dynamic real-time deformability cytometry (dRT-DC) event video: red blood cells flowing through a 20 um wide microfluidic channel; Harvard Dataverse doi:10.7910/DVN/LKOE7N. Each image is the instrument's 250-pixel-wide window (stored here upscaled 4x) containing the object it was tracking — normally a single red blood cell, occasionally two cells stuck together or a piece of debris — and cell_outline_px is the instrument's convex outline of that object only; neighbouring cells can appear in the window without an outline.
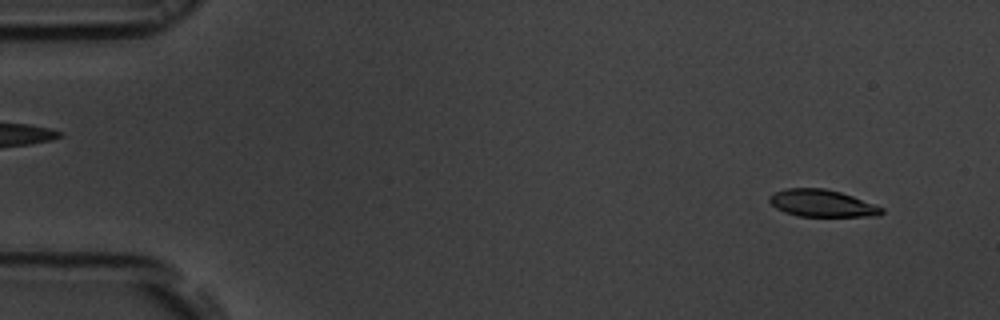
{"species": "common noctule bat (a hibernating species)", "species_latin": "Nyctalus noctula", "temperature_condition": "room temperature", "stored_images_in_passage": 54, "segment_of_instrument_passage": [1, 2], "camera_frame_rate_fps": 3000, "um_per_image_px": 0.085, "animal": {"sex": "male", "body_mass_g": 19.5, "forearm_length_mm": 54.6}, "frame": {"image": 1, "passage_image": 4, "time_ms": 1.0, "image_size_px": [1000, 320], "cell_outline_px": [[884, 212], [880, 216], [796, 216], [784, 212], [776, 208], [768, 200], [768, 196], [784, 188], [824, 188], [840, 192], [852, 196], [884, 208]], "centroid_in_image_um": [69.85, 17.28], "position_along_channel_um": 15.1, "area_um2": 17.74}}
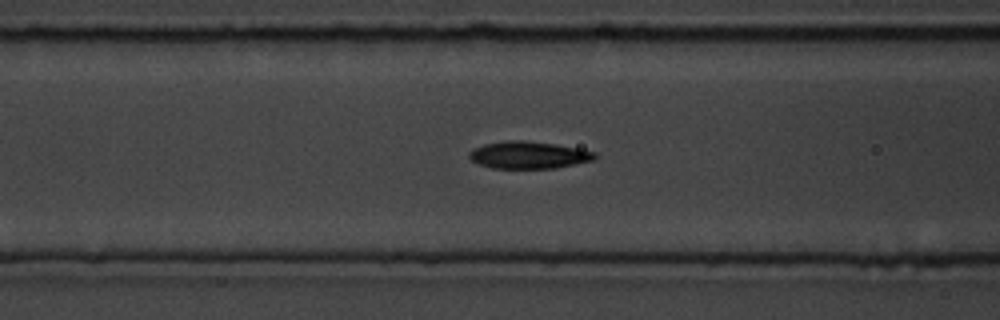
{"frame": {"image": 2, "passage_image": 21, "time_ms": 6.667, "image_size_px": [1000, 320], "cell_outline_px": [[596, 156], [592, 160], [556, 168], [492, 168], [480, 164], [472, 160], [468, 156], [468, 152], [472, 148], [484, 144], [508, 140], [524, 140], [556, 144], [596, 152]], "centroid_in_image_um": [44.89, 13.17], "position_along_channel_um": 121.7, "area_um2": 19.83}}
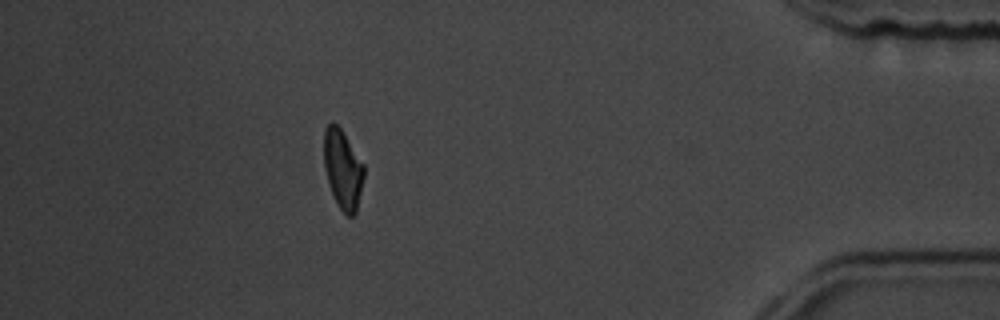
{"frame": {"image": 3, "passage_image": 47, "time_ms": 15.333, "image_size_px": [1000, 320], "cell_outline_px": [[364, 176], [356, 212], [352, 216], [348, 216], [340, 208], [332, 192], [324, 168], [324, 128], [332, 120], [340, 128], [364, 164]], "centroid_in_image_um": [29.13, 14.35], "position_along_channel_um": 406.1, "area_um2": 18.21}}